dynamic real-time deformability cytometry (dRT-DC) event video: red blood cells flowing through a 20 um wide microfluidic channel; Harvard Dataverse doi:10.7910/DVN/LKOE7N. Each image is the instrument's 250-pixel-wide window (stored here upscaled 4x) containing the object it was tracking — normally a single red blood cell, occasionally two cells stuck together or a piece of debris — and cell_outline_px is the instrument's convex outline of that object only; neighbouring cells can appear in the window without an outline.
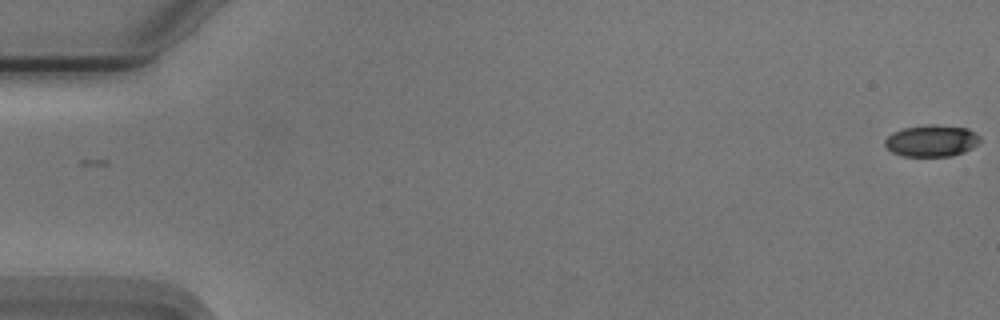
{"species": "Egyptian fruit bat (a non-hibernating species)", "species_latin": "Rousettus aegyptiacus", "temperature_condition": "cold", "stored_images_in_passage": 52, "camera_frame_rate_fps": 3000, "um_per_image_px": 0.085, "animal": {"sex": "male"}, "frame": {"image": 1, "passage_image": 1, "time_ms": 0.0, "image_size_px": [1000, 320], "cell_outline_px": [[980, 140], [972, 148], [964, 152], [952, 156], [904, 156], [892, 152], [884, 144], [884, 140], [892, 132], [904, 128], [928, 124], [936, 124], [968, 128], [980, 136]], "centroid_in_image_um": [79.19, 11.96], "position_along_channel_um": 5.8, "area_um2": 17.63}}
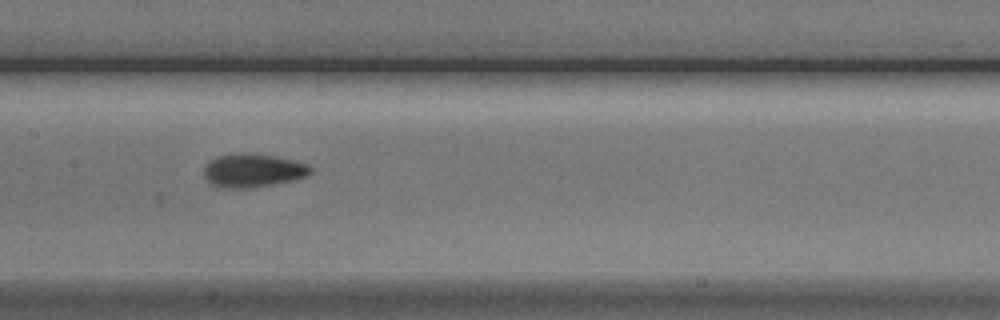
{"frame": {"image": 2, "passage_image": 28, "time_ms": 9.0, "image_size_px": [1000, 320], "cell_outline_px": [[312, 172], [308, 176], [296, 180], [276, 184], [252, 188], [220, 188], [212, 184], [204, 176], [204, 168], [212, 160], [220, 156], [272, 156], [292, 160], [308, 164], [312, 168]], "centroid_in_image_um": [21.57, 14.56], "position_along_channel_um": 185.8, "area_um2": 20.06}}
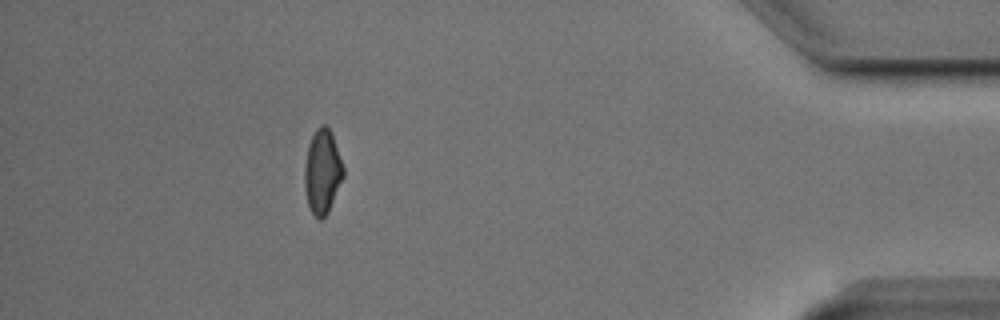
{"frame": {"image": 3, "passage_image": 50, "time_ms": 16.333, "image_size_px": [1000, 320], "cell_outline_px": [[344, 176], [328, 212], [320, 220], [312, 212], [308, 204], [304, 188], [304, 168], [308, 144], [316, 128], [320, 124], [324, 124], [332, 132], [344, 168]], "centroid_in_image_um": [27.4, 14.56], "position_along_channel_um": 407.8, "area_um2": 19.07}, "authors_computed_cell_mechanics": {"area_um2": 19.074, "velocity_mm_per_s": 3.7523, "shape_relaxation_time_tau1_ms": 3.3178, "shape_relaxation_time_tau2_ms": 2.0473, "deformation_change_tau1": 0.1257, "deformation_change_tau2": 0.0683}}